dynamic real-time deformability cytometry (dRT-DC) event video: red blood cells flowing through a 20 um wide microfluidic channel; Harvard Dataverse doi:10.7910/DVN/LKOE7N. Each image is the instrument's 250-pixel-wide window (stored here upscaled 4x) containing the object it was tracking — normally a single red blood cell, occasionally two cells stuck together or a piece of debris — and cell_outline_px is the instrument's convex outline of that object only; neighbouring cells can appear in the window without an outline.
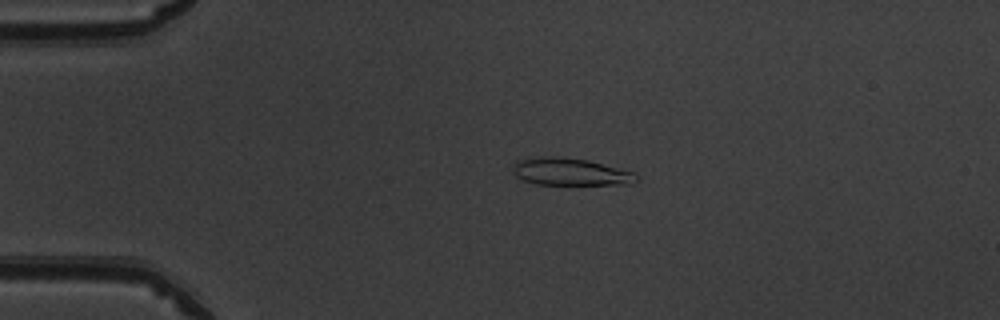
{"species": "common noctule bat (a hibernating species)", "species_latin": "Nyctalus noctula", "temperature_condition": "warm", "stored_images_in_passage": 51, "camera_frame_rate_fps": 3000, "um_per_image_px": 0.085, "animal": {"sex": "male", "body_mass_g": 19.5, "forearm_length_mm": 54.6}, "frame": {"image": 1, "passage_image": 11, "time_ms": 3.333, "image_size_px": [1000, 320], "cell_outline_px": [[640, 180], [628, 184], [536, 184], [524, 180], [516, 176], [512, 172], [512, 164], [516, 160], [540, 156], [564, 156], [588, 160], [636, 172]], "centroid_in_image_um": [48.47, 14.58], "position_along_channel_um": 36.5, "area_um2": 20.0}}
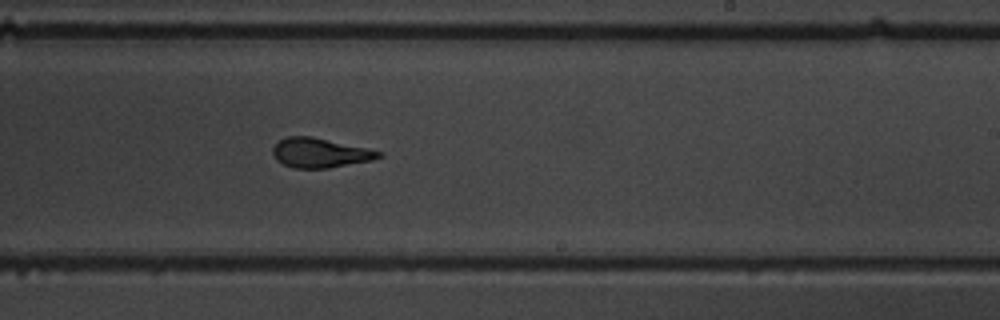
{"frame": {"image": 2, "passage_image": 31, "time_ms": 10.0, "image_size_px": [1000, 320], "cell_outline_px": [[384, 156], [372, 160], [328, 168], [292, 168], [276, 160], [272, 152], [272, 148], [280, 140], [288, 136], [312, 136], [368, 148], [384, 152]], "centroid_in_image_um": [27.23, 12.99], "position_along_channel_um": 261.8, "area_um2": 18.32}}
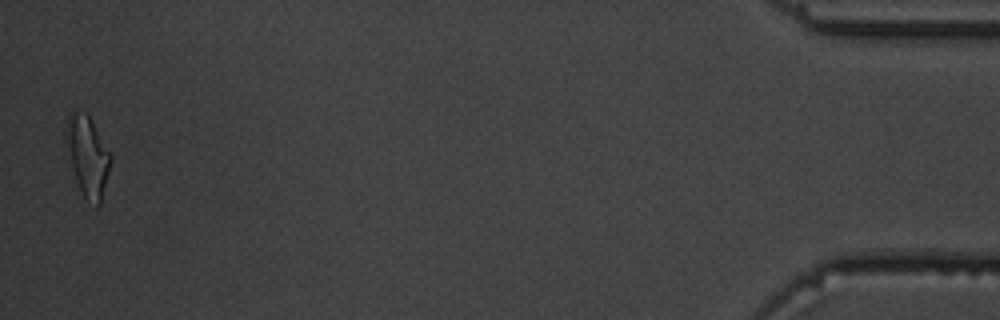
{"frame": {"image": 3, "passage_image": 50, "time_ms": 16.333, "image_size_px": [1000, 320], "cell_outline_px": [[112, 160], [100, 204], [96, 208], [84, 196], [76, 180], [64, 140], [64, 132], [68, 116], [72, 112], [84, 112], [88, 116], [112, 156]], "centroid_in_image_um": [7.43, 13.28], "position_along_channel_um": 427.8, "area_um2": 20.52}, "authors_computed_cell_mechanics": {"area_um2": 18.8428, "velocity_mm_per_s": 3.9893, "shape_relaxation_time_tau1_ms": 6.646, "shape_relaxation_time_tau2_ms": 1.461, "deformation_change_tau1": 0.2233, "deformation_change_tau2": 0.0927}}